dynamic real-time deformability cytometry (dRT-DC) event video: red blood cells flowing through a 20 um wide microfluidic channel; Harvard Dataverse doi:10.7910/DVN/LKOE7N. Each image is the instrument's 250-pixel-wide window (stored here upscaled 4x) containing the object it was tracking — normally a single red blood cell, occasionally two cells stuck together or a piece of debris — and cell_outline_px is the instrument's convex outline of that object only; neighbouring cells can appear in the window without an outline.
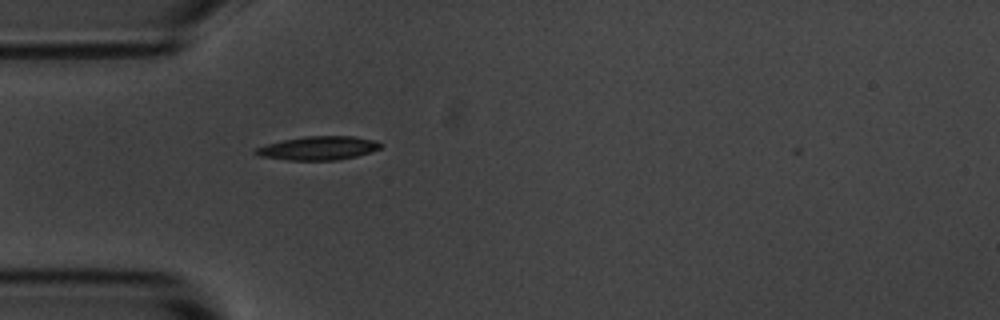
{"species": "common noctule bat (a hibernating species)", "species_latin": "Nyctalus noctula", "temperature_condition": "room temperature", "stored_images_in_passage": 1, "camera_frame_rate_fps": 3000, "um_per_image_px": 0.085, "animal": {"sex": "male", "body_mass_g": 20.1, "forearm_length_mm": 53.5}, "frame": {"image": 1, "passage_image": 1, "time_ms": 0.0, "image_size_px": [1000, 320], "cell_outline_px": [[380, 148], [356, 156], [336, 160], [288, 160], [260, 156], [252, 152], [256, 148], [268, 144], [284, 140], [304, 136], [352, 136], [376, 140], [380, 144]], "centroid_in_image_um": [27.03, 12.59], "position_along_channel_um": 58.0, "area_um2": 16.99}}